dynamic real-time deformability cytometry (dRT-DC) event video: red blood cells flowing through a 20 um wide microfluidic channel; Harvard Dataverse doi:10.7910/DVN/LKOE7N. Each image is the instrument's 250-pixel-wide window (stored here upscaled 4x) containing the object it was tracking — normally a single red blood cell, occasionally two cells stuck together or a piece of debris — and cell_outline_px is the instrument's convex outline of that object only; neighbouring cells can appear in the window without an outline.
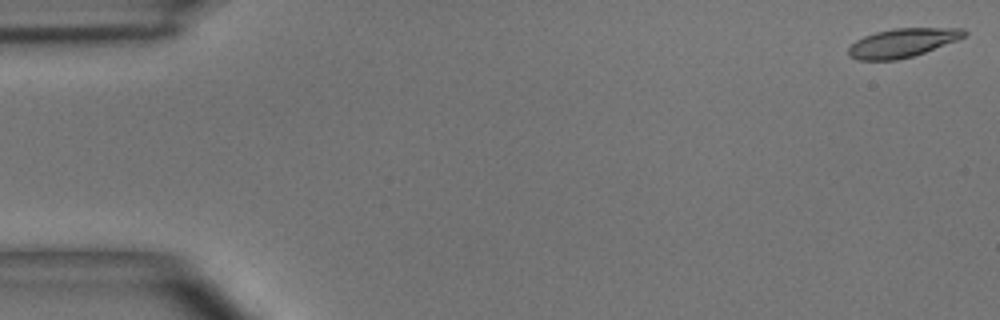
{"species": "common noctule bat (a hibernating species)", "species_latin": "Nyctalus noctula", "temperature_condition": "room temperature", "stored_images_in_passage": 10, "camera_frame_rate_fps": 3000, "um_per_image_px": 0.085, "animal": {"sex": "male", "body_mass_g": 15.6}, "frame": {"image": 1, "passage_image": 1, "time_ms": 0.0, "image_size_px": [1000, 320], "cell_outline_px": [[968, 32], [964, 36], [956, 40], [924, 52], [912, 56], [896, 60], [860, 60], [848, 56], [848, 48], [856, 40], [864, 36], [876, 32], [892, 28], [964, 28]], "centroid_in_image_um": [76.68, 3.63], "position_along_channel_um": 8.3, "area_um2": 19.25}}